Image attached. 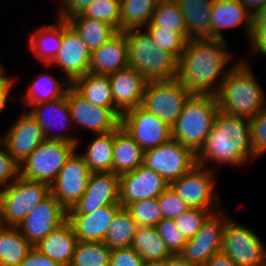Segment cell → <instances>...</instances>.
I'll return each mask as SVG.
<instances>
[{"mask_svg": "<svg viewBox=\"0 0 266 266\" xmlns=\"http://www.w3.org/2000/svg\"><path fill=\"white\" fill-rule=\"evenodd\" d=\"M248 42L252 55L266 42V4L253 16V28Z\"/></svg>", "mask_w": 266, "mask_h": 266, "instance_id": "c3c4849f", "label": "cell"}, {"mask_svg": "<svg viewBox=\"0 0 266 266\" xmlns=\"http://www.w3.org/2000/svg\"><path fill=\"white\" fill-rule=\"evenodd\" d=\"M115 110L122 115L141 105L148 80L136 69L127 67L109 74Z\"/></svg>", "mask_w": 266, "mask_h": 266, "instance_id": "7402d4cb", "label": "cell"}, {"mask_svg": "<svg viewBox=\"0 0 266 266\" xmlns=\"http://www.w3.org/2000/svg\"><path fill=\"white\" fill-rule=\"evenodd\" d=\"M145 30L151 36L155 45L170 52L179 60L185 50L187 41V32H176L171 29H162L159 26H145Z\"/></svg>", "mask_w": 266, "mask_h": 266, "instance_id": "ab89813d", "label": "cell"}, {"mask_svg": "<svg viewBox=\"0 0 266 266\" xmlns=\"http://www.w3.org/2000/svg\"><path fill=\"white\" fill-rule=\"evenodd\" d=\"M120 0H95L80 15L101 20L120 31Z\"/></svg>", "mask_w": 266, "mask_h": 266, "instance_id": "b9f144b4", "label": "cell"}, {"mask_svg": "<svg viewBox=\"0 0 266 266\" xmlns=\"http://www.w3.org/2000/svg\"><path fill=\"white\" fill-rule=\"evenodd\" d=\"M24 95V105L30 107L35 104L48 102L66 95L72 83L60 76L62 82L58 81L52 74L43 73L36 77Z\"/></svg>", "mask_w": 266, "mask_h": 266, "instance_id": "1f68e13d", "label": "cell"}, {"mask_svg": "<svg viewBox=\"0 0 266 266\" xmlns=\"http://www.w3.org/2000/svg\"><path fill=\"white\" fill-rule=\"evenodd\" d=\"M49 194L50 186L47 183L28 180L19 175L0 190L4 226L17 227Z\"/></svg>", "mask_w": 266, "mask_h": 266, "instance_id": "8992f818", "label": "cell"}, {"mask_svg": "<svg viewBox=\"0 0 266 266\" xmlns=\"http://www.w3.org/2000/svg\"><path fill=\"white\" fill-rule=\"evenodd\" d=\"M144 150L121 127L114 130L112 172L122 175L143 164Z\"/></svg>", "mask_w": 266, "mask_h": 266, "instance_id": "83f0119b", "label": "cell"}, {"mask_svg": "<svg viewBox=\"0 0 266 266\" xmlns=\"http://www.w3.org/2000/svg\"><path fill=\"white\" fill-rule=\"evenodd\" d=\"M131 247L145 263L163 262L171 255L155 227L138 226Z\"/></svg>", "mask_w": 266, "mask_h": 266, "instance_id": "d6a6232c", "label": "cell"}, {"mask_svg": "<svg viewBox=\"0 0 266 266\" xmlns=\"http://www.w3.org/2000/svg\"><path fill=\"white\" fill-rule=\"evenodd\" d=\"M75 149L67 158L55 181L50 185V193L68 211L83 196L91 174L83 156Z\"/></svg>", "mask_w": 266, "mask_h": 266, "instance_id": "4fadbf2b", "label": "cell"}, {"mask_svg": "<svg viewBox=\"0 0 266 266\" xmlns=\"http://www.w3.org/2000/svg\"><path fill=\"white\" fill-rule=\"evenodd\" d=\"M216 95L192 94L172 128V139L197 153L204 145L219 112Z\"/></svg>", "mask_w": 266, "mask_h": 266, "instance_id": "277c9868", "label": "cell"}, {"mask_svg": "<svg viewBox=\"0 0 266 266\" xmlns=\"http://www.w3.org/2000/svg\"><path fill=\"white\" fill-rule=\"evenodd\" d=\"M255 53H260L266 57V42Z\"/></svg>", "mask_w": 266, "mask_h": 266, "instance_id": "680465c9", "label": "cell"}, {"mask_svg": "<svg viewBox=\"0 0 266 266\" xmlns=\"http://www.w3.org/2000/svg\"><path fill=\"white\" fill-rule=\"evenodd\" d=\"M255 158L249 118L232 116L219 110L211 132L196 153L197 164L206 167L207 162L212 161L237 167Z\"/></svg>", "mask_w": 266, "mask_h": 266, "instance_id": "7a4b0ae2", "label": "cell"}, {"mask_svg": "<svg viewBox=\"0 0 266 266\" xmlns=\"http://www.w3.org/2000/svg\"><path fill=\"white\" fill-rule=\"evenodd\" d=\"M67 220V210L50 193L17 226L28 242L35 246Z\"/></svg>", "mask_w": 266, "mask_h": 266, "instance_id": "e0dca14e", "label": "cell"}, {"mask_svg": "<svg viewBox=\"0 0 266 266\" xmlns=\"http://www.w3.org/2000/svg\"><path fill=\"white\" fill-rule=\"evenodd\" d=\"M78 239L70 222L66 220L55 230L40 240L34 248L52 261L69 266L76 249Z\"/></svg>", "mask_w": 266, "mask_h": 266, "instance_id": "484cf974", "label": "cell"}, {"mask_svg": "<svg viewBox=\"0 0 266 266\" xmlns=\"http://www.w3.org/2000/svg\"><path fill=\"white\" fill-rule=\"evenodd\" d=\"M155 228L171 254H179L183 250L188 240L180 232L174 219L163 218Z\"/></svg>", "mask_w": 266, "mask_h": 266, "instance_id": "ee69618b", "label": "cell"}, {"mask_svg": "<svg viewBox=\"0 0 266 266\" xmlns=\"http://www.w3.org/2000/svg\"><path fill=\"white\" fill-rule=\"evenodd\" d=\"M75 149L74 143L44 140L19 165V175L28 180L47 183L50 186Z\"/></svg>", "mask_w": 266, "mask_h": 266, "instance_id": "52a82bcc", "label": "cell"}, {"mask_svg": "<svg viewBox=\"0 0 266 266\" xmlns=\"http://www.w3.org/2000/svg\"><path fill=\"white\" fill-rule=\"evenodd\" d=\"M55 24L44 25L29 37L30 49L34 57L48 67L57 56L62 40V19L57 18Z\"/></svg>", "mask_w": 266, "mask_h": 266, "instance_id": "f1b7e54d", "label": "cell"}, {"mask_svg": "<svg viewBox=\"0 0 266 266\" xmlns=\"http://www.w3.org/2000/svg\"><path fill=\"white\" fill-rule=\"evenodd\" d=\"M114 131L96 134L81 154L91 173L112 172Z\"/></svg>", "mask_w": 266, "mask_h": 266, "instance_id": "836d02e7", "label": "cell"}, {"mask_svg": "<svg viewBox=\"0 0 266 266\" xmlns=\"http://www.w3.org/2000/svg\"><path fill=\"white\" fill-rule=\"evenodd\" d=\"M239 3L252 15L266 4V0H238Z\"/></svg>", "mask_w": 266, "mask_h": 266, "instance_id": "11a10c76", "label": "cell"}, {"mask_svg": "<svg viewBox=\"0 0 266 266\" xmlns=\"http://www.w3.org/2000/svg\"><path fill=\"white\" fill-rule=\"evenodd\" d=\"M10 78H11L10 76L4 75L3 65L0 64V82H6Z\"/></svg>", "mask_w": 266, "mask_h": 266, "instance_id": "6f0895ef", "label": "cell"}, {"mask_svg": "<svg viewBox=\"0 0 266 266\" xmlns=\"http://www.w3.org/2000/svg\"><path fill=\"white\" fill-rule=\"evenodd\" d=\"M163 218L176 219L190 207L169 185L157 198Z\"/></svg>", "mask_w": 266, "mask_h": 266, "instance_id": "bcb514c9", "label": "cell"}, {"mask_svg": "<svg viewBox=\"0 0 266 266\" xmlns=\"http://www.w3.org/2000/svg\"><path fill=\"white\" fill-rule=\"evenodd\" d=\"M19 266H62L58 262L52 261L46 255L40 253L36 248H32L25 256Z\"/></svg>", "mask_w": 266, "mask_h": 266, "instance_id": "816d5d0a", "label": "cell"}, {"mask_svg": "<svg viewBox=\"0 0 266 266\" xmlns=\"http://www.w3.org/2000/svg\"><path fill=\"white\" fill-rule=\"evenodd\" d=\"M120 125L144 151L172 139V128L141 105L123 113Z\"/></svg>", "mask_w": 266, "mask_h": 266, "instance_id": "7c38bea8", "label": "cell"}, {"mask_svg": "<svg viewBox=\"0 0 266 266\" xmlns=\"http://www.w3.org/2000/svg\"><path fill=\"white\" fill-rule=\"evenodd\" d=\"M28 112L41 127L45 140L74 143L76 148L79 147L80 137L75 135L72 136V133H65L73 123L67 93L61 98L32 105V108ZM55 126L58 127L59 130H61V128L62 130L64 129V132L61 130V133L51 134V129L54 131L53 128H56Z\"/></svg>", "mask_w": 266, "mask_h": 266, "instance_id": "d6986e66", "label": "cell"}, {"mask_svg": "<svg viewBox=\"0 0 266 266\" xmlns=\"http://www.w3.org/2000/svg\"><path fill=\"white\" fill-rule=\"evenodd\" d=\"M125 208L138 226L155 227L163 219L157 198L138 200Z\"/></svg>", "mask_w": 266, "mask_h": 266, "instance_id": "60d3db41", "label": "cell"}, {"mask_svg": "<svg viewBox=\"0 0 266 266\" xmlns=\"http://www.w3.org/2000/svg\"><path fill=\"white\" fill-rule=\"evenodd\" d=\"M140 31H123L128 44L129 67L136 69L148 81L176 78L178 60L170 52L155 45L146 30Z\"/></svg>", "mask_w": 266, "mask_h": 266, "instance_id": "5b68a950", "label": "cell"}, {"mask_svg": "<svg viewBox=\"0 0 266 266\" xmlns=\"http://www.w3.org/2000/svg\"><path fill=\"white\" fill-rule=\"evenodd\" d=\"M67 99L75 126L87 129L94 135L114 131L120 126L121 115L114 107L95 106L72 86L67 91Z\"/></svg>", "mask_w": 266, "mask_h": 266, "instance_id": "5bb4252c", "label": "cell"}, {"mask_svg": "<svg viewBox=\"0 0 266 266\" xmlns=\"http://www.w3.org/2000/svg\"><path fill=\"white\" fill-rule=\"evenodd\" d=\"M13 82L12 77L6 82H0V112L5 108L7 101L15 99L13 96H9V93L14 86Z\"/></svg>", "mask_w": 266, "mask_h": 266, "instance_id": "db71d44e", "label": "cell"}, {"mask_svg": "<svg viewBox=\"0 0 266 266\" xmlns=\"http://www.w3.org/2000/svg\"><path fill=\"white\" fill-rule=\"evenodd\" d=\"M239 60L221 82L216 98L224 113L250 119L266 106V95L249 68L250 63Z\"/></svg>", "mask_w": 266, "mask_h": 266, "instance_id": "3957f363", "label": "cell"}, {"mask_svg": "<svg viewBox=\"0 0 266 266\" xmlns=\"http://www.w3.org/2000/svg\"><path fill=\"white\" fill-rule=\"evenodd\" d=\"M4 227V223L2 220V211H1V205H0V229H2Z\"/></svg>", "mask_w": 266, "mask_h": 266, "instance_id": "94428289", "label": "cell"}, {"mask_svg": "<svg viewBox=\"0 0 266 266\" xmlns=\"http://www.w3.org/2000/svg\"><path fill=\"white\" fill-rule=\"evenodd\" d=\"M146 26H159L176 32H187L184 16L174 0H159L151 22Z\"/></svg>", "mask_w": 266, "mask_h": 266, "instance_id": "f35d334b", "label": "cell"}, {"mask_svg": "<svg viewBox=\"0 0 266 266\" xmlns=\"http://www.w3.org/2000/svg\"><path fill=\"white\" fill-rule=\"evenodd\" d=\"M111 250L103 242H80L69 266H109Z\"/></svg>", "mask_w": 266, "mask_h": 266, "instance_id": "74e56055", "label": "cell"}, {"mask_svg": "<svg viewBox=\"0 0 266 266\" xmlns=\"http://www.w3.org/2000/svg\"><path fill=\"white\" fill-rule=\"evenodd\" d=\"M95 0H60L57 18L68 20L69 18L81 14Z\"/></svg>", "mask_w": 266, "mask_h": 266, "instance_id": "f907efd6", "label": "cell"}, {"mask_svg": "<svg viewBox=\"0 0 266 266\" xmlns=\"http://www.w3.org/2000/svg\"><path fill=\"white\" fill-rule=\"evenodd\" d=\"M192 94L177 79L149 81L141 106L172 127Z\"/></svg>", "mask_w": 266, "mask_h": 266, "instance_id": "ba28073f", "label": "cell"}, {"mask_svg": "<svg viewBox=\"0 0 266 266\" xmlns=\"http://www.w3.org/2000/svg\"><path fill=\"white\" fill-rule=\"evenodd\" d=\"M225 213L221 210L212 213L194 237L187 241L179 253L185 260L203 266L210 257L221 251L223 232L229 219Z\"/></svg>", "mask_w": 266, "mask_h": 266, "instance_id": "9a60e30c", "label": "cell"}, {"mask_svg": "<svg viewBox=\"0 0 266 266\" xmlns=\"http://www.w3.org/2000/svg\"><path fill=\"white\" fill-rule=\"evenodd\" d=\"M91 52L76 30L62 20V40L57 56L50 63L56 65L71 83L89 72Z\"/></svg>", "mask_w": 266, "mask_h": 266, "instance_id": "2e32d148", "label": "cell"}, {"mask_svg": "<svg viewBox=\"0 0 266 266\" xmlns=\"http://www.w3.org/2000/svg\"><path fill=\"white\" fill-rule=\"evenodd\" d=\"M159 0H120V31L143 29L151 22Z\"/></svg>", "mask_w": 266, "mask_h": 266, "instance_id": "d590c367", "label": "cell"}, {"mask_svg": "<svg viewBox=\"0 0 266 266\" xmlns=\"http://www.w3.org/2000/svg\"><path fill=\"white\" fill-rule=\"evenodd\" d=\"M164 266H198L185 260L180 254H171L164 260Z\"/></svg>", "mask_w": 266, "mask_h": 266, "instance_id": "9f6ffc18", "label": "cell"}, {"mask_svg": "<svg viewBox=\"0 0 266 266\" xmlns=\"http://www.w3.org/2000/svg\"><path fill=\"white\" fill-rule=\"evenodd\" d=\"M203 266H237L235 262L222 251L210 257Z\"/></svg>", "mask_w": 266, "mask_h": 266, "instance_id": "f5cc1de1", "label": "cell"}, {"mask_svg": "<svg viewBox=\"0 0 266 266\" xmlns=\"http://www.w3.org/2000/svg\"><path fill=\"white\" fill-rule=\"evenodd\" d=\"M72 87L95 106L114 107L109 75L87 72L76 78Z\"/></svg>", "mask_w": 266, "mask_h": 266, "instance_id": "f546056e", "label": "cell"}, {"mask_svg": "<svg viewBox=\"0 0 266 266\" xmlns=\"http://www.w3.org/2000/svg\"><path fill=\"white\" fill-rule=\"evenodd\" d=\"M226 39L192 38L178 60L177 79L191 94L216 95L231 71ZM230 69H229V68ZM228 69V70H227Z\"/></svg>", "mask_w": 266, "mask_h": 266, "instance_id": "6da1fadb", "label": "cell"}, {"mask_svg": "<svg viewBox=\"0 0 266 266\" xmlns=\"http://www.w3.org/2000/svg\"><path fill=\"white\" fill-rule=\"evenodd\" d=\"M249 120L252 151L258 158L266 152V106Z\"/></svg>", "mask_w": 266, "mask_h": 266, "instance_id": "f6af8a7d", "label": "cell"}, {"mask_svg": "<svg viewBox=\"0 0 266 266\" xmlns=\"http://www.w3.org/2000/svg\"><path fill=\"white\" fill-rule=\"evenodd\" d=\"M181 10L187 38H211V9L213 0H174Z\"/></svg>", "mask_w": 266, "mask_h": 266, "instance_id": "4316f807", "label": "cell"}, {"mask_svg": "<svg viewBox=\"0 0 266 266\" xmlns=\"http://www.w3.org/2000/svg\"><path fill=\"white\" fill-rule=\"evenodd\" d=\"M4 135L1 139L18 165L45 140L41 127L29 112L21 114Z\"/></svg>", "mask_w": 266, "mask_h": 266, "instance_id": "44dd1931", "label": "cell"}, {"mask_svg": "<svg viewBox=\"0 0 266 266\" xmlns=\"http://www.w3.org/2000/svg\"><path fill=\"white\" fill-rule=\"evenodd\" d=\"M32 248L17 227L0 229V266H19Z\"/></svg>", "mask_w": 266, "mask_h": 266, "instance_id": "e575fe53", "label": "cell"}, {"mask_svg": "<svg viewBox=\"0 0 266 266\" xmlns=\"http://www.w3.org/2000/svg\"><path fill=\"white\" fill-rule=\"evenodd\" d=\"M215 170V168L214 170L209 167L206 169L197 164L190 172L172 181L169 185L190 208L220 210L219 199L214 198Z\"/></svg>", "mask_w": 266, "mask_h": 266, "instance_id": "8fae6325", "label": "cell"}, {"mask_svg": "<svg viewBox=\"0 0 266 266\" xmlns=\"http://www.w3.org/2000/svg\"><path fill=\"white\" fill-rule=\"evenodd\" d=\"M1 141L0 148V186L7 187L12 181H14L19 176V165L13 160L12 156L9 154L8 149Z\"/></svg>", "mask_w": 266, "mask_h": 266, "instance_id": "7dc6e473", "label": "cell"}, {"mask_svg": "<svg viewBox=\"0 0 266 266\" xmlns=\"http://www.w3.org/2000/svg\"><path fill=\"white\" fill-rule=\"evenodd\" d=\"M143 165L159 174L168 184L190 172L196 165V153L171 139L144 151Z\"/></svg>", "mask_w": 266, "mask_h": 266, "instance_id": "9c48e42d", "label": "cell"}, {"mask_svg": "<svg viewBox=\"0 0 266 266\" xmlns=\"http://www.w3.org/2000/svg\"><path fill=\"white\" fill-rule=\"evenodd\" d=\"M145 264L132 247L111 250L109 266H145Z\"/></svg>", "mask_w": 266, "mask_h": 266, "instance_id": "681fc988", "label": "cell"}, {"mask_svg": "<svg viewBox=\"0 0 266 266\" xmlns=\"http://www.w3.org/2000/svg\"><path fill=\"white\" fill-rule=\"evenodd\" d=\"M217 211L219 210L189 208L174 221L180 232L189 240L201 229L206 219Z\"/></svg>", "mask_w": 266, "mask_h": 266, "instance_id": "7bdbcfd3", "label": "cell"}, {"mask_svg": "<svg viewBox=\"0 0 266 266\" xmlns=\"http://www.w3.org/2000/svg\"><path fill=\"white\" fill-rule=\"evenodd\" d=\"M145 266H164L163 262H155V263H146Z\"/></svg>", "mask_w": 266, "mask_h": 266, "instance_id": "91938a15", "label": "cell"}, {"mask_svg": "<svg viewBox=\"0 0 266 266\" xmlns=\"http://www.w3.org/2000/svg\"><path fill=\"white\" fill-rule=\"evenodd\" d=\"M138 224L126 208L122 207L111 221L103 243L110 249L130 248Z\"/></svg>", "mask_w": 266, "mask_h": 266, "instance_id": "8d00e7d4", "label": "cell"}, {"mask_svg": "<svg viewBox=\"0 0 266 266\" xmlns=\"http://www.w3.org/2000/svg\"><path fill=\"white\" fill-rule=\"evenodd\" d=\"M211 38L222 39L223 29L234 28L243 24L244 32L250 39L253 28V16L238 0H213L211 9Z\"/></svg>", "mask_w": 266, "mask_h": 266, "instance_id": "cb8c5ba5", "label": "cell"}, {"mask_svg": "<svg viewBox=\"0 0 266 266\" xmlns=\"http://www.w3.org/2000/svg\"><path fill=\"white\" fill-rule=\"evenodd\" d=\"M265 246L253 230L238 224L229 216L223 232L221 251L237 266H266Z\"/></svg>", "mask_w": 266, "mask_h": 266, "instance_id": "30bf717a", "label": "cell"}, {"mask_svg": "<svg viewBox=\"0 0 266 266\" xmlns=\"http://www.w3.org/2000/svg\"><path fill=\"white\" fill-rule=\"evenodd\" d=\"M92 53L119 31L109 23L77 14L67 20Z\"/></svg>", "mask_w": 266, "mask_h": 266, "instance_id": "4dcf8cb0", "label": "cell"}, {"mask_svg": "<svg viewBox=\"0 0 266 266\" xmlns=\"http://www.w3.org/2000/svg\"><path fill=\"white\" fill-rule=\"evenodd\" d=\"M122 205H107L90 214H67L80 242H103L115 214Z\"/></svg>", "mask_w": 266, "mask_h": 266, "instance_id": "603a6c76", "label": "cell"}, {"mask_svg": "<svg viewBox=\"0 0 266 266\" xmlns=\"http://www.w3.org/2000/svg\"><path fill=\"white\" fill-rule=\"evenodd\" d=\"M107 205H121L120 177L113 172L91 173L85 193L67 214H90Z\"/></svg>", "mask_w": 266, "mask_h": 266, "instance_id": "ac0fdd59", "label": "cell"}, {"mask_svg": "<svg viewBox=\"0 0 266 266\" xmlns=\"http://www.w3.org/2000/svg\"><path fill=\"white\" fill-rule=\"evenodd\" d=\"M119 177L120 204L124 208L138 200L158 198L169 186L159 174L143 164Z\"/></svg>", "mask_w": 266, "mask_h": 266, "instance_id": "ffe728a7", "label": "cell"}, {"mask_svg": "<svg viewBox=\"0 0 266 266\" xmlns=\"http://www.w3.org/2000/svg\"><path fill=\"white\" fill-rule=\"evenodd\" d=\"M127 67L128 44L122 31L91 53L89 72L109 75Z\"/></svg>", "mask_w": 266, "mask_h": 266, "instance_id": "d4e9b609", "label": "cell"}]
</instances>
